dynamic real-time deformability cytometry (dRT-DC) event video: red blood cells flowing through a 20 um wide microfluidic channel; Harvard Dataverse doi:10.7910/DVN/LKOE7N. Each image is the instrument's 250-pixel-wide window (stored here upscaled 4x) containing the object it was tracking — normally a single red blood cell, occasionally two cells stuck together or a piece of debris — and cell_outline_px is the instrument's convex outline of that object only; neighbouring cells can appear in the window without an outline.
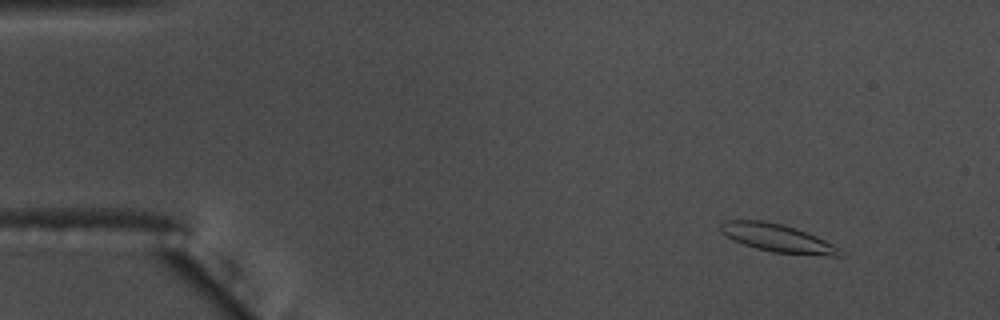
{"species": "common noctule bat (a hibernating species)", "species_latin": "Nyctalus noctula", "temperature_condition": "warm", "stored_images_in_passage": 55, "camera_frame_rate_fps": 3000, "um_per_image_px": 0.085, "animal": {"sex": "male", "body_mass_g": 17.5, "forearm_length_mm": 52.3}, "frame": {"image": 1, "passage_image": 4, "time_ms": 1.0, "image_size_px": [1000, 320], "cell_outline_px": [[844, 256], [832, 256], [772, 252], [756, 248], [744, 244], [720, 232], [720, 224], [724, 220], [760, 220], [780, 224], [796, 228], [816, 236], [832, 244]], "centroid_in_image_um": [66.05, 20.23], "position_along_channel_um": 19.0, "area_um2": 19.02}}
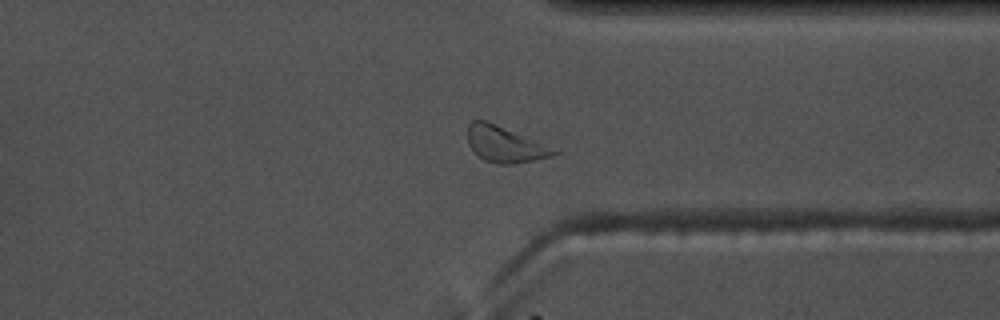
{"frame": {"image": 2, "passage_image": 42, "time_ms": 13.667, "image_size_px": [1000, 320], "cell_outline_px": [[564, 152], [552, 156], [512, 164], [500, 164], [484, 160], [468, 144], [468, 124], [472, 120], [484, 120]], "centroid_in_image_um": [42.92, 12.28], "position_along_channel_um": 368.5, "area_um2": 17.57}}
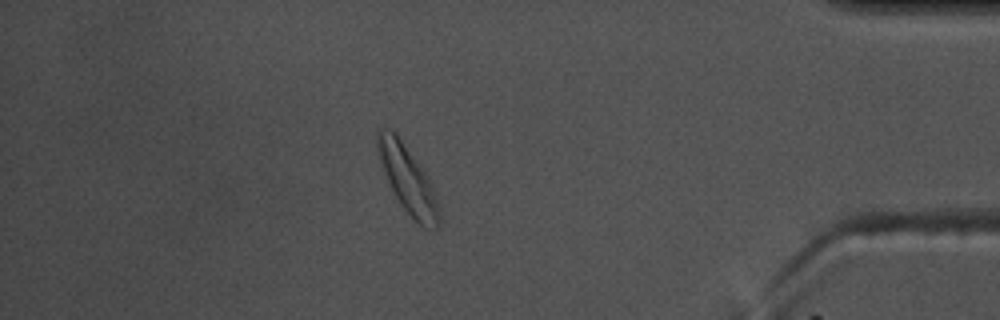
{"frame": {"image": 3, "passage_image": 48, "time_ms": 15.667, "image_size_px": [1000, 320], "cell_outline_px": [[440, 220], [436, 228], [424, 228], [412, 220], [400, 204], [388, 184], [376, 152], [376, 128], [388, 128], [396, 132], [432, 180], [440, 208]], "centroid_in_image_um": [34.65, 15.23], "position_along_channel_um": 400.5, "area_um2": 25.03}, "authors_computed_cell_mechanics": {"area_um2": 18.7272, "velocity_mm_per_s": 3.5718, "shape_relaxation_time_tau1_ms": 2.9679, "shape_relaxation_time_tau2_ms": 3.1328, "deformation_change_tau1": 0.1084, "deformation_change_tau2": 0.0805}}